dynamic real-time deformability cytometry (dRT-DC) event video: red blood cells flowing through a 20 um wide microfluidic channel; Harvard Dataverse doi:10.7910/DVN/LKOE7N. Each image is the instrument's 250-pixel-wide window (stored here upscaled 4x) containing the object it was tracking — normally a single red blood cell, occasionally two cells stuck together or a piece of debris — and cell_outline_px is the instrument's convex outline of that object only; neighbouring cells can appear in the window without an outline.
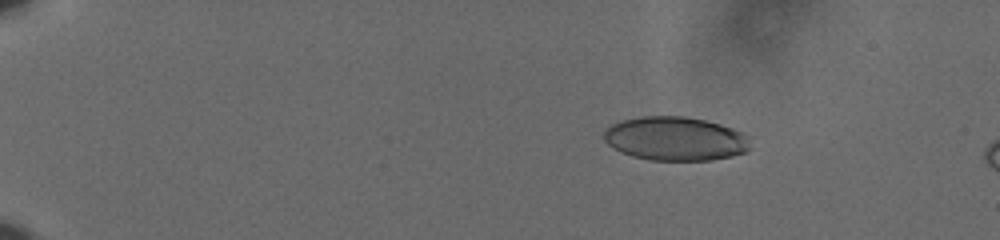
{"species": "human", "species_latin": "Homo sapiens", "temperature_condition": "cold", "stored_images_in_passage": 20, "camera_frame_rate_fps": 3000, "um_per_image_px": 0.085, "donor": {"sex": "male"}, "frame": {"image": 1, "passage_image": 12, "time_ms": 3.667, "image_size_px": [1000, 240], "cell_outline_px": [[752, 148], [748, 152], [732, 156], [712, 160], [652, 160], [632, 156], [620, 152], [612, 148], [604, 140], [604, 132], [612, 124], [620, 120], [640, 116], [684, 116], [704, 120], [720, 124], [744, 132], [752, 136]], "centroid_in_image_um": [57.47, 11.79], "position_along_channel_um": 27.5, "area_um2": 38.03}}